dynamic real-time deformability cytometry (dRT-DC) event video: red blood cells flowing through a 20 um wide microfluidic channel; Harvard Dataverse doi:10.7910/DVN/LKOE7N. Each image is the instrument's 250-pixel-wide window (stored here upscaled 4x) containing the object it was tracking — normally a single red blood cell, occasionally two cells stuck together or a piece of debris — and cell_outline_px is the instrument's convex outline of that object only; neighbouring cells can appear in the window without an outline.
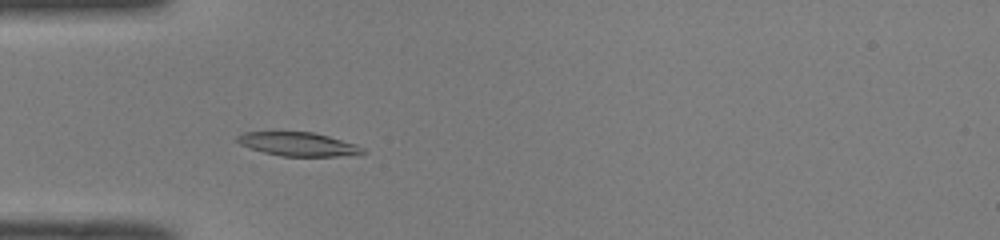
{"species": "common noctule bat (a hibernating species)", "species_latin": "Nyctalus noctula", "temperature_condition": "room temperature", "stored_images_in_passage": 44, "camera_frame_rate_fps": 3000, "um_per_image_px": 0.085, "animal": {"sex": "male", "body_mass_g": 19.0, "forearm_length_mm": 50.8}, "frame": {"image": 1, "passage_image": 10, "time_ms": 3.0, "image_size_px": [1000, 240], "cell_outline_px": [[368, 152], [360, 156], [280, 156], [264, 152], [240, 144], [236, 140], [236, 136], [244, 132], [312, 132], [328, 136], [356, 144], [364, 148]], "centroid_in_image_um": [25.44, 12.27], "position_along_channel_um": 59.6, "area_um2": 17.46}}
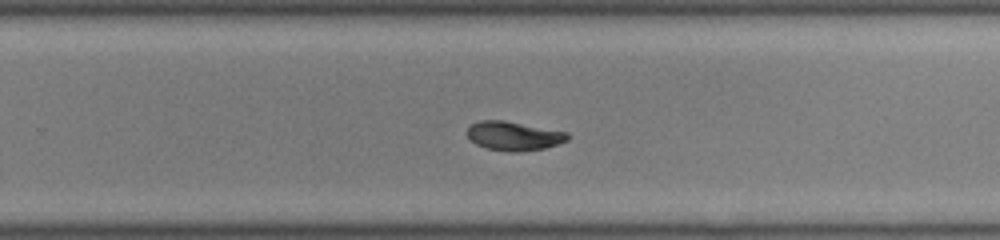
{"frame": {"image": 2, "passage_image": 27, "time_ms": 8.667, "image_size_px": [1000, 240], "cell_outline_px": [[568, 140], [544, 148], [520, 152], [508, 152], [484, 148], [476, 144], [468, 136], [468, 128], [472, 124], [480, 120], [504, 120], [568, 132]], "centroid_in_image_um": [43.66, 11.56], "position_along_channel_um": 286.1, "area_um2": 16.94}}
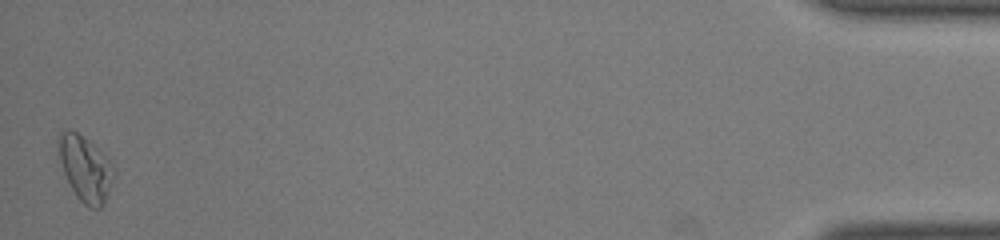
{"frame": {"image": 3, "passage_image": 44, "time_ms": 14.333, "image_size_px": [1000, 240], "cell_outline_px": [[116, 172], [104, 204], [100, 208], [88, 208], [76, 196], [64, 172], [60, 160], [56, 140], [60, 132], [68, 128], [76, 132], [100, 148], [112, 164]], "centroid_in_image_um": [7.26, 14.3], "position_along_channel_um": 427.9, "area_um2": 21.27}, "authors_computed_cell_mechanics": {"area_um2": 17.2244, "velocity_mm_per_s": 4.0655, "shape_relaxation_time_tau1_ms": 5.3709, "shape_relaxation_time_tau2_ms": 4.7941, "deformation_change_tau1": 0.1803, "deformation_change_tau2": 0.0817}}